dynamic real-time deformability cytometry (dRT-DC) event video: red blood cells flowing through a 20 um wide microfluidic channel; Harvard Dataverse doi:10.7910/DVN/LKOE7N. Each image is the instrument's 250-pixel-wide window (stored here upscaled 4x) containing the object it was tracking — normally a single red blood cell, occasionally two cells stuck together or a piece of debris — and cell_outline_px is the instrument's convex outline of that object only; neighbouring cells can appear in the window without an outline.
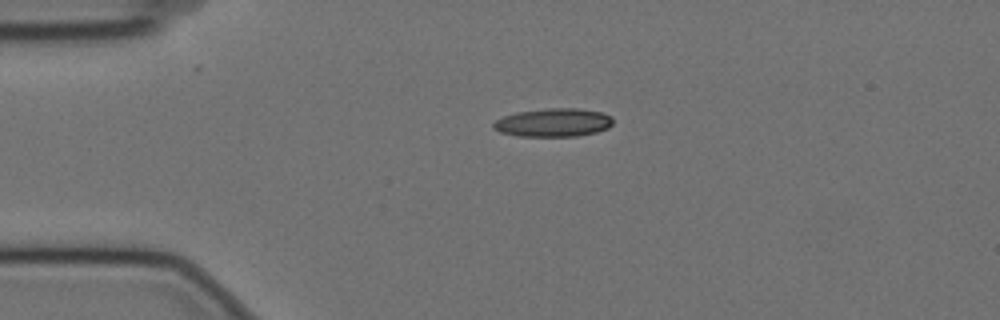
{"species": "Egyptian fruit bat (a non-hibernating species)", "species_latin": "Rousettus aegyptiacus", "temperature_condition": "cold", "stored_images_in_passage": 38, "camera_frame_rate_fps": 3000, "um_per_image_px": 0.085, "animal": {"sex": "female"}, "frame": {"image": 1, "passage_image": 1, "time_ms": 0.0, "image_size_px": [1000, 320], "cell_outline_px": [[612, 124], [608, 128], [596, 132], [576, 136], [520, 136], [500, 132], [492, 128], [492, 124], [496, 120], [504, 116], [516, 112], [548, 108], [580, 108], [604, 112], [612, 116]], "centroid_in_image_um": [47.05, 10.41], "position_along_channel_um": 37.9, "area_um2": 19.88}}
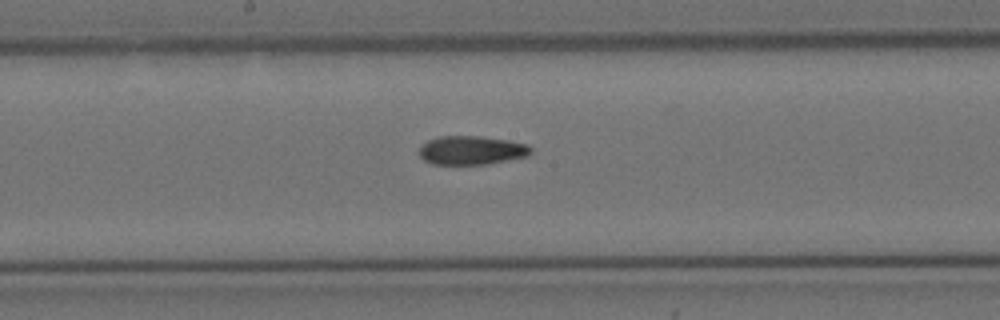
{"frame": {"image": 2, "passage_image": 18, "time_ms": 5.667, "image_size_px": [1000, 320], "cell_outline_px": [[532, 152], [528, 156], [488, 164], [432, 164], [424, 160], [420, 156], [420, 144], [428, 140], [440, 136], [480, 136], [508, 140], [528, 144], [532, 148]], "centroid_in_image_um": [40.09, 12.77], "position_along_channel_um": 208.1, "area_um2": 18.84}}
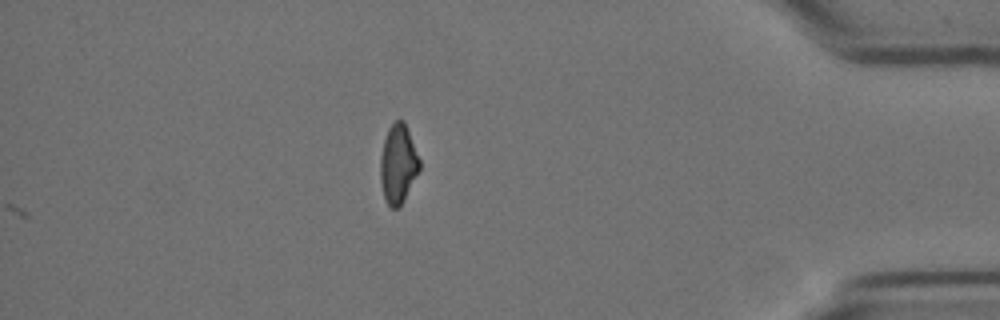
{"frame": {"image": 3, "passage_image": 38, "time_ms": 12.333, "image_size_px": [1000, 320], "cell_outline_px": [[420, 168], [400, 208], [392, 208], [388, 204], [384, 196], [380, 180], [380, 156], [384, 140], [388, 128], [396, 120], [404, 120], [420, 160]], "centroid_in_image_um": [33.83, 13.94], "position_along_channel_um": 401.4, "area_um2": 17.92}, "authors_computed_cell_mechanics": {"area_um2": 18.8717, "velocity_mm_per_s": 3.528, "shape_relaxation_time_tau1_ms": null, "shape_relaxation_time_tau2_ms": 5.1564, "deformation_change_tau1": null, "deformation_change_tau2": 0.1208}}